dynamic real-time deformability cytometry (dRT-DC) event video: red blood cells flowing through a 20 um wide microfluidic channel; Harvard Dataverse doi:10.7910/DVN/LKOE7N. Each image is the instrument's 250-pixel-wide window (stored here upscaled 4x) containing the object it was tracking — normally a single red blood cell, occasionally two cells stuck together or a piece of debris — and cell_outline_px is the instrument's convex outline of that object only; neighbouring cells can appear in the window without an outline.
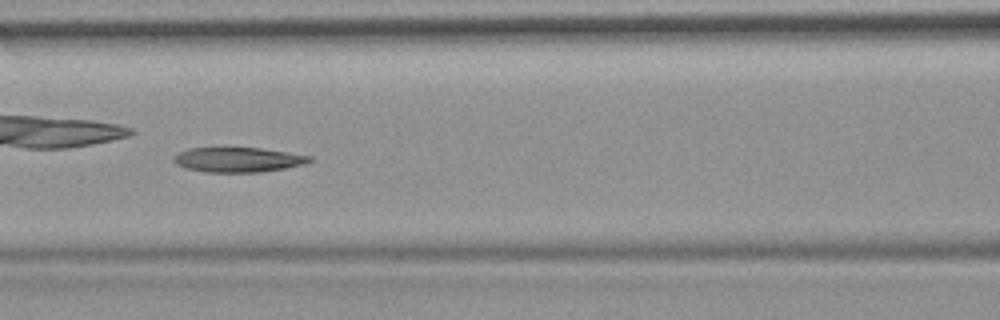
{"species": "common noctule bat (a hibernating species)", "species_latin": "Nyctalus noctula", "temperature_condition": "room temperature", "stored_images_in_passage": 54, "camera_frame_rate_fps": 3000, "um_per_image_px": 0.085, "animal": {"sex": "female", "body_mass_g": 19.9}, "frame": {"image": 1, "passage_image": 24, "time_ms": 7.667, "image_size_px": [1000, 320], "cell_outline_px": [[316, 160], [304, 164], [284, 168], [260, 172], [204, 172], [188, 168], [176, 164], [172, 160], [172, 156], [188, 148], [260, 148], [312, 156]], "centroid_in_image_um": [20.25, 13.57], "position_along_channel_um": 146.4, "area_um2": 19.59}, "authors_computed_cell_mechanics": {"area_um2": 21.4438, "velocity_mm_per_s": 3.716, "shape_relaxation_time_tau1_ms": 10.1567, "shape_relaxation_time_tau2_ms": 5.4353, "deformation_change_tau1": 0.2373, "deformation_change_tau2": 0.1404}}